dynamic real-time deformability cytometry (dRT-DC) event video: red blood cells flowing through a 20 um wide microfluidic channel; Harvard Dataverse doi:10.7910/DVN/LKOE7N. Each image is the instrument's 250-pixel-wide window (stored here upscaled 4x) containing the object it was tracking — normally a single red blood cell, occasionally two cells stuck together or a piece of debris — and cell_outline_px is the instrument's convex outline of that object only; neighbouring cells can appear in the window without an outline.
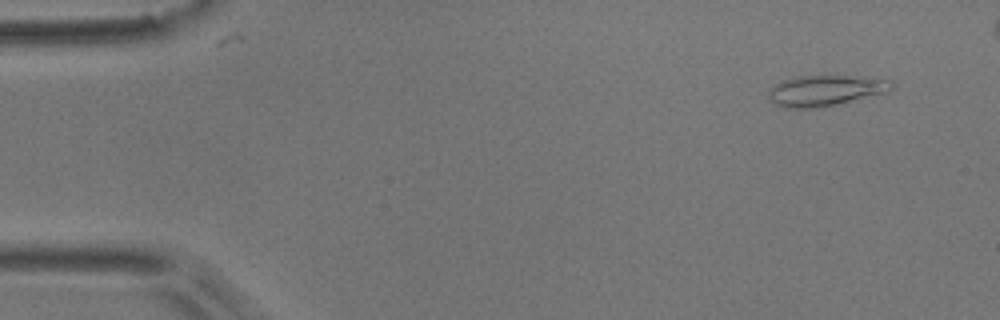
{"species": "common noctule bat (a hibernating species)", "species_latin": "Nyctalus noctula", "temperature_condition": "room temperature", "stored_images_in_passage": 5, "camera_frame_rate_fps": 3000, "um_per_image_px": 0.085, "animal": {"sex": "male", "body_mass_g": 17.9}, "frame": {"image": 1, "passage_image": 2, "time_ms": 0.333, "image_size_px": [1000, 320], "cell_outline_px": [[896, 88], [888, 92], [820, 108], [784, 108], [776, 104], [768, 96], [768, 92], [776, 84], [784, 80], [800, 76], [848, 76], [892, 80]], "centroid_in_image_um": [70.21, 7.71], "position_along_channel_um": 14.8, "area_um2": 21.91}}